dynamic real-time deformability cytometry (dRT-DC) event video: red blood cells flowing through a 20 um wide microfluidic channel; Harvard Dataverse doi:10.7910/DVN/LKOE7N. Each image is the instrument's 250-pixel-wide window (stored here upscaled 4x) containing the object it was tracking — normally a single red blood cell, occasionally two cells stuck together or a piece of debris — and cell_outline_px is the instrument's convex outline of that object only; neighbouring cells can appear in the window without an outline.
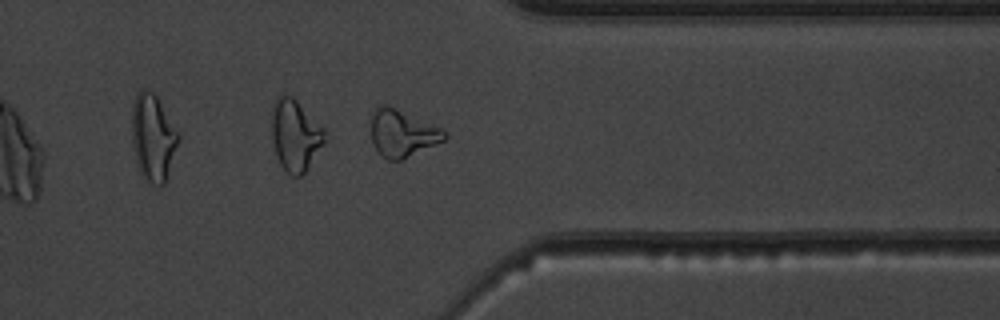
{"species": "common noctule bat (a hibernating species)", "species_latin": "Nyctalus noctula", "temperature_condition": "warm", "stored_images_in_passage": 33, "camera_frame_rate_fps": 3000, "um_per_image_px": 0.085, "animal": {"sex": "male", "body_mass_g": 19.5, "forearm_length_mm": 54.6}, "frame": {"image": 1, "passage_image": 28, "time_ms": 9.0, "image_size_px": [1000, 320], "cell_outline_px": [[448, 136], [444, 140], [400, 160], [388, 160], [380, 156], [372, 144], [372, 112], [376, 104], [388, 104], [440, 128]], "centroid_in_image_um": [34.13, 11.31], "position_along_channel_um": 377.3, "area_um2": 20.0}}